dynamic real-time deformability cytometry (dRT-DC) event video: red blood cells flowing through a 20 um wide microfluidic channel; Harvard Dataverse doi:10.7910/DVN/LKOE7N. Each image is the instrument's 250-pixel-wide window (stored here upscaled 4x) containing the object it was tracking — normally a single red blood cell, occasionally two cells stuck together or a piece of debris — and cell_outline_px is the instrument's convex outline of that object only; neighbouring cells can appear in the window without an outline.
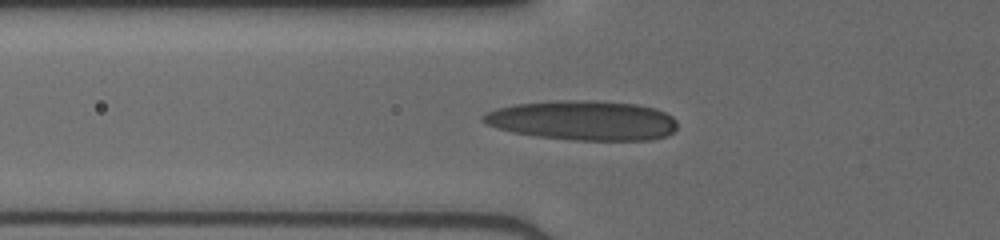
{"species": "human", "species_latin": "Homo sapiens", "temperature_condition": "cold", "stored_images_in_passage": 27, "camera_frame_rate_fps": 3000, "um_per_image_px": 0.085, "donor": {"sex": "male"}, "frame": {"image": 1, "passage_image": 2, "time_ms": 0.333, "image_size_px": [1000, 240], "cell_outline_px": [[676, 128], [668, 136], [652, 140], [572, 140], [536, 136], [512, 132], [484, 124], [480, 120], [480, 116], [484, 112], [496, 108], [516, 104], [560, 100], [576, 100], [636, 104], [656, 108], [672, 116], [676, 120]], "centroid_in_image_um": [49.51, 10.24], "position_along_channel_um": 76.3, "area_um2": 45.03}}
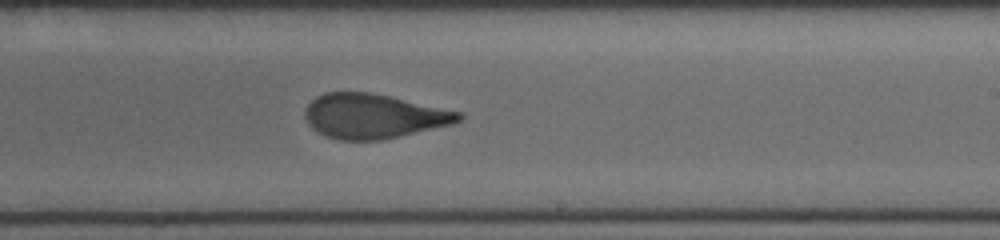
{"frame": {"image": 2, "passage_image": 15, "time_ms": 4.667, "image_size_px": [1000, 240], "cell_outline_px": [[464, 116], [460, 120], [452, 124], [400, 136], [380, 140], [336, 140], [324, 136], [312, 128], [308, 124], [304, 116], [304, 108], [316, 96], [324, 92], [368, 92], [388, 96], [464, 112]], "centroid_in_image_um": [31.72, 9.87], "position_along_channel_um": 257.3, "area_um2": 40.06}}
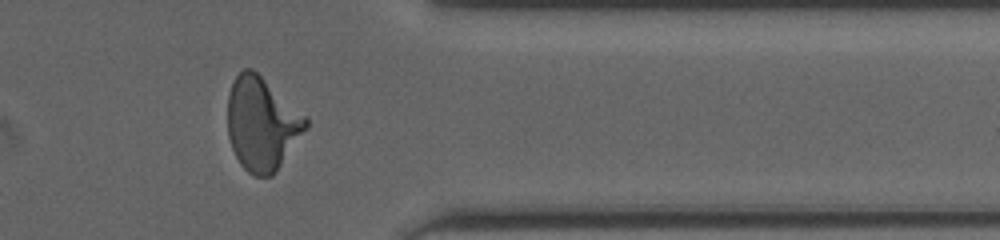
{"frame": {"image": 3, "passage_image": 25, "time_ms": 8.0, "image_size_px": [1000, 240], "cell_outline_px": [[308, 128], [276, 172], [272, 176], [252, 176], [240, 164], [232, 148], [228, 136], [228, 92], [236, 76], [244, 68], [252, 68], [308, 116]], "centroid_in_image_um": [22.28, 10.53], "position_along_channel_um": 389.1, "area_um2": 42.83}}